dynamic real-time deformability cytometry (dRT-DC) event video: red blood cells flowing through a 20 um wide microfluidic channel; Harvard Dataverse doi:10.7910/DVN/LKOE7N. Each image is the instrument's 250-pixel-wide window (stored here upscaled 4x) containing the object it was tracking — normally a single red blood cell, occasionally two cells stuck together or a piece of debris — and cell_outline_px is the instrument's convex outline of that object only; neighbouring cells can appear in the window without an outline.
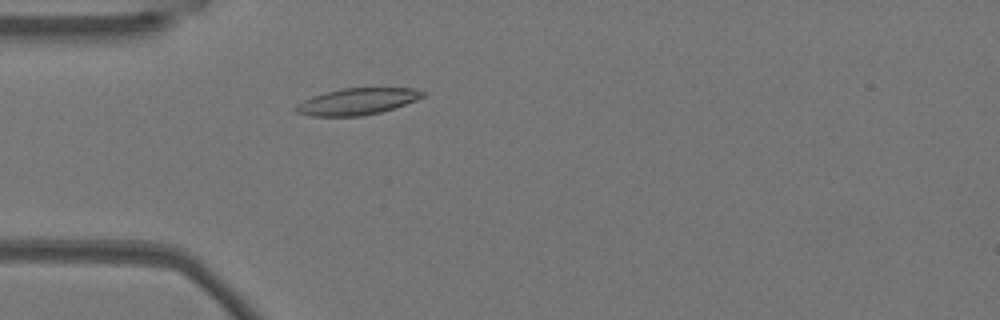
{"species": "Egyptian fruit bat (a non-hibernating species)", "species_latin": "Rousettus aegyptiacus", "temperature_condition": "warm", "stored_images_in_passage": 39, "camera_frame_rate_fps": 3000, "um_per_image_px": 0.085, "animal": {"sex": "female"}, "frame": {"image": 1, "passage_image": 1, "time_ms": 0.0, "image_size_px": [1000, 320], "cell_outline_px": [[428, 92], [424, 96], [416, 100], [380, 112], [360, 116], [312, 116], [296, 112], [292, 108], [296, 104], [312, 96], [324, 92], [340, 88], [416, 88]], "centroid_in_image_um": [30.34, 8.61], "position_along_channel_um": 54.7, "area_um2": 19.71}}
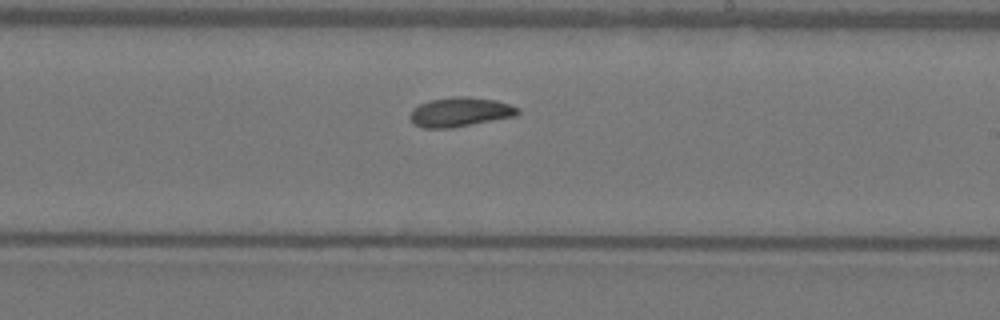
{"frame": {"image": 2, "passage_image": 17, "time_ms": 5.333, "image_size_px": [1000, 320], "cell_outline_px": [[520, 112], [516, 116], [452, 128], [424, 128], [412, 124], [408, 116], [412, 108], [420, 104], [432, 100], [452, 96], [468, 96], [496, 100], [520, 108]], "centroid_in_image_um": [39.08, 9.52], "position_along_channel_um": 249.9, "area_um2": 18.67}}
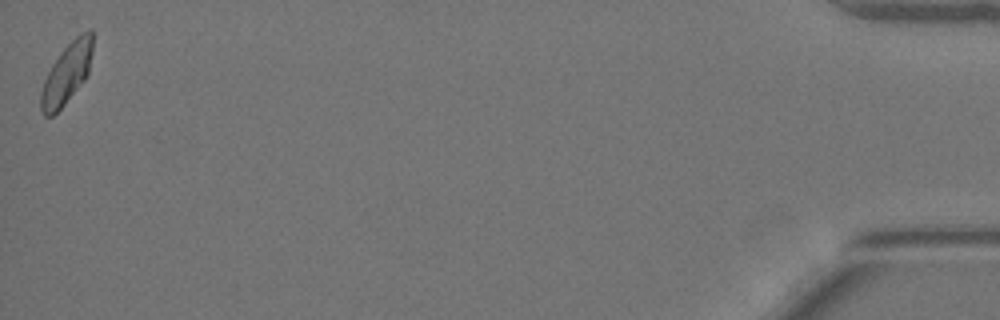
{"frame": {"image": 3, "passage_image": 39, "time_ms": 12.667, "image_size_px": [1000, 320], "cell_outline_px": [[92, 52], [88, 76], [64, 104], [52, 116], [44, 116], [40, 108], [40, 92], [44, 80], [52, 64], [60, 52], [80, 32], [92, 32]], "centroid_in_image_um": [5.65, 6.27], "position_along_channel_um": 429.5, "area_um2": 18.09}, "authors_computed_cell_mechanics": {"area_um2": 18.0914, "velocity_mm_per_s": 3.7697, "shape_relaxation_time_tau1_ms": 5.1955, "shape_relaxation_time_tau2_ms": 3.3001, "deformation_change_tau1": 0.1549, "deformation_change_tau2": 0.0617}}